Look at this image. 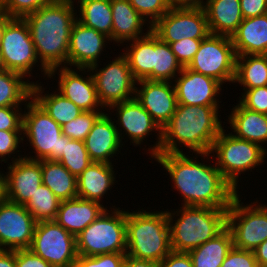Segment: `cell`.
Returning <instances> with one entry per match:
<instances>
[{
	"label": "cell",
	"mask_w": 267,
	"mask_h": 267,
	"mask_svg": "<svg viewBox=\"0 0 267 267\" xmlns=\"http://www.w3.org/2000/svg\"><path fill=\"white\" fill-rule=\"evenodd\" d=\"M186 154L160 153L153 158L170 175L173 189L183 199L181 205L229 208L232 199L240 191L234 189L215 164L197 160L201 156L208 161L212 158L210 153H195L193 157Z\"/></svg>",
	"instance_id": "cell-1"
},
{
	"label": "cell",
	"mask_w": 267,
	"mask_h": 267,
	"mask_svg": "<svg viewBox=\"0 0 267 267\" xmlns=\"http://www.w3.org/2000/svg\"><path fill=\"white\" fill-rule=\"evenodd\" d=\"M75 4L67 0H52L36 12L24 17L36 56L48 71L68 67L71 30L77 20Z\"/></svg>",
	"instance_id": "cell-2"
},
{
	"label": "cell",
	"mask_w": 267,
	"mask_h": 267,
	"mask_svg": "<svg viewBox=\"0 0 267 267\" xmlns=\"http://www.w3.org/2000/svg\"><path fill=\"white\" fill-rule=\"evenodd\" d=\"M220 106L177 104L170 121L162 129L160 153H209L222 126ZM220 118V119H219Z\"/></svg>",
	"instance_id": "cell-3"
},
{
	"label": "cell",
	"mask_w": 267,
	"mask_h": 267,
	"mask_svg": "<svg viewBox=\"0 0 267 267\" xmlns=\"http://www.w3.org/2000/svg\"><path fill=\"white\" fill-rule=\"evenodd\" d=\"M227 209L183 205L177 211L167 209L172 251L188 253L214 238L227 226Z\"/></svg>",
	"instance_id": "cell-4"
},
{
	"label": "cell",
	"mask_w": 267,
	"mask_h": 267,
	"mask_svg": "<svg viewBox=\"0 0 267 267\" xmlns=\"http://www.w3.org/2000/svg\"><path fill=\"white\" fill-rule=\"evenodd\" d=\"M126 211V255L161 262L171 251L166 211Z\"/></svg>",
	"instance_id": "cell-5"
},
{
	"label": "cell",
	"mask_w": 267,
	"mask_h": 267,
	"mask_svg": "<svg viewBox=\"0 0 267 267\" xmlns=\"http://www.w3.org/2000/svg\"><path fill=\"white\" fill-rule=\"evenodd\" d=\"M209 153L214 157L209 162L217 160L214 162L216 167L236 191L239 188V176L246 171L253 172L252 169L263 165L267 158V151L260 145L236 138L230 131L227 134L224 128L214 140Z\"/></svg>",
	"instance_id": "cell-6"
},
{
	"label": "cell",
	"mask_w": 267,
	"mask_h": 267,
	"mask_svg": "<svg viewBox=\"0 0 267 267\" xmlns=\"http://www.w3.org/2000/svg\"><path fill=\"white\" fill-rule=\"evenodd\" d=\"M109 208L76 236L78 255L126 253V211L115 205Z\"/></svg>",
	"instance_id": "cell-7"
},
{
	"label": "cell",
	"mask_w": 267,
	"mask_h": 267,
	"mask_svg": "<svg viewBox=\"0 0 267 267\" xmlns=\"http://www.w3.org/2000/svg\"><path fill=\"white\" fill-rule=\"evenodd\" d=\"M23 138H27L34 156L24 155L31 160L58 161L64 151V135L61 126L31 98L23 104ZM27 111V112H26ZM26 136V137H25Z\"/></svg>",
	"instance_id": "cell-8"
},
{
	"label": "cell",
	"mask_w": 267,
	"mask_h": 267,
	"mask_svg": "<svg viewBox=\"0 0 267 267\" xmlns=\"http://www.w3.org/2000/svg\"><path fill=\"white\" fill-rule=\"evenodd\" d=\"M240 199L237 193L227 209V227L235 248L254 251L267 240V205L257 200L245 205Z\"/></svg>",
	"instance_id": "cell-9"
},
{
	"label": "cell",
	"mask_w": 267,
	"mask_h": 267,
	"mask_svg": "<svg viewBox=\"0 0 267 267\" xmlns=\"http://www.w3.org/2000/svg\"><path fill=\"white\" fill-rule=\"evenodd\" d=\"M0 51L6 70L19 73L31 80L32 71L38 64L36 66L41 67V74L43 72L44 78H48L49 71L38 62L30 30L24 18H12L7 23L0 42Z\"/></svg>",
	"instance_id": "cell-10"
},
{
	"label": "cell",
	"mask_w": 267,
	"mask_h": 267,
	"mask_svg": "<svg viewBox=\"0 0 267 267\" xmlns=\"http://www.w3.org/2000/svg\"><path fill=\"white\" fill-rule=\"evenodd\" d=\"M236 53L229 36L209 34L202 40L188 69L212 77L222 85L233 83Z\"/></svg>",
	"instance_id": "cell-11"
},
{
	"label": "cell",
	"mask_w": 267,
	"mask_h": 267,
	"mask_svg": "<svg viewBox=\"0 0 267 267\" xmlns=\"http://www.w3.org/2000/svg\"><path fill=\"white\" fill-rule=\"evenodd\" d=\"M151 31L168 44L186 38L203 40L210 34L207 17L201 5L172 6L151 26Z\"/></svg>",
	"instance_id": "cell-12"
},
{
	"label": "cell",
	"mask_w": 267,
	"mask_h": 267,
	"mask_svg": "<svg viewBox=\"0 0 267 267\" xmlns=\"http://www.w3.org/2000/svg\"><path fill=\"white\" fill-rule=\"evenodd\" d=\"M95 64L89 68L93 73L97 96L102 106H109L135 98L137 80L133 77L126 56L120 53L104 67Z\"/></svg>",
	"instance_id": "cell-13"
},
{
	"label": "cell",
	"mask_w": 267,
	"mask_h": 267,
	"mask_svg": "<svg viewBox=\"0 0 267 267\" xmlns=\"http://www.w3.org/2000/svg\"><path fill=\"white\" fill-rule=\"evenodd\" d=\"M53 267H66L76 263V237L55 220L37 222L29 248Z\"/></svg>",
	"instance_id": "cell-14"
},
{
	"label": "cell",
	"mask_w": 267,
	"mask_h": 267,
	"mask_svg": "<svg viewBox=\"0 0 267 267\" xmlns=\"http://www.w3.org/2000/svg\"><path fill=\"white\" fill-rule=\"evenodd\" d=\"M113 110L116 111L113 116L116 115L118 120L115 118L113 120L114 123H116L115 126L118 130L121 142L125 135H127L128 139L131 140L130 144L133 143V145L137 147L144 143L145 139L150 136L152 132H158L156 135V143L151 145L153 147L149 146L150 148L147 150L149 152H146V154L149 153L152 159L160 154L162 129L135 98L115 103L106 109L108 112H113Z\"/></svg>",
	"instance_id": "cell-15"
},
{
	"label": "cell",
	"mask_w": 267,
	"mask_h": 267,
	"mask_svg": "<svg viewBox=\"0 0 267 267\" xmlns=\"http://www.w3.org/2000/svg\"><path fill=\"white\" fill-rule=\"evenodd\" d=\"M36 223L24 205L6 199L0 204V250L29 249Z\"/></svg>",
	"instance_id": "cell-16"
},
{
	"label": "cell",
	"mask_w": 267,
	"mask_h": 267,
	"mask_svg": "<svg viewBox=\"0 0 267 267\" xmlns=\"http://www.w3.org/2000/svg\"><path fill=\"white\" fill-rule=\"evenodd\" d=\"M76 69L75 67L72 69L67 66L53 68L49 71L48 80L52 77L54 79L55 75L58 74L59 80L57 81L58 87L56 90L82 111H105V108L99 102L95 83L89 68Z\"/></svg>",
	"instance_id": "cell-17"
},
{
	"label": "cell",
	"mask_w": 267,
	"mask_h": 267,
	"mask_svg": "<svg viewBox=\"0 0 267 267\" xmlns=\"http://www.w3.org/2000/svg\"><path fill=\"white\" fill-rule=\"evenodd\" d=\"M136 86L135 99L163 129L175 113L178 104L173 82L142 79L137 81Z\"/></svg>",
	"instance_id": "cell-18"
},
{
	"label": "cell",
	"mask_w": 267,
	"mask_h": 267,
	"mask_svg": "<svg viewBox=\"0 0 267 267\" xmlns=\"http://www.w3.org/2000/svg\"><path fill=\"white\" fill-rule=\"evenodd\" d=\"M179 76V77H178ZM174 80L177 102L192 106H219L220 91L224 87L212 77L194 72L183 67Z\"/></svg>",
	"instance_id": "cell-19"
},
{
	"label": "cell",
	"mask_w": 267,
	"mask_h": 267,
	"mask_svg": "<svg viewBox=\"0 0 267 267\" xmlns=\"http://www.w3.org/2000/svg\"><path fill=\"white\" fill-rule=\"evenodd\" d=\"M111 42L105 34L74 22L68 49V66L90 68L100 63L99 59L107 43Z\"/></svg>",
	"instance_id": "cell-20"
},
{
	"label": "cell",
	"mask_w": 267,
	"mask_h": 267,
	"mask_svg": "<svg viewBox=\"0 0 267 267\" xmlns=\"http://www.w3.org/2000/svg\"><path fill=\"white\" fill-rule=\"evenodd\" d=\"M6 177L7 200L25 205L42 184L41 160L26 157L9 162Z\"/></svg>",
	"instance_id": "cell-21"
},
{
	"label": "cell",
	"mask_w": 267,
	"mask_h": 267,
	"mask_svg": "<svg viewBox=\"0 0 267 267\" xmlns=\"http://www.w3.org/2000/svg\"><path fill=\"white\" fill-rule=\"evenodd\" d=\"M84 144L92 162L107 164H112V157L121 153L119 150L125 145L120 140L112 115L105 112L93 124Z\"/></svg>",
	"instance_id": "cell-22"
},
{
	"label": "cell",
	"mask_w": 267,
	"mask_h": 267,
	"mask_svg": "<svg viewBox=\"0 0 267 267\" xmlns=\"http://www.w3.org/2000/svg\"><path fill=\"white\" fill-rule=\"evenodd\" d=\"M108 207L96 201L74 198L60 202L55 221L75 237Z\"/></svg>",
	"instance_id": "cell-23"
},
{
	"label": "cell",
	"mask_w": 267,
	"mask_h": 267,
	"mask_svg": "<svg viewBox=\"0 0 267 267\" xmlns=\"http://www.w3.org/2000/svg\"><path fill=\"white\" fill-rule=\"evenodd\" d=\"M112 9V42L115 44L126 43L147 35L151 25L130 4L128 0H111ZM147 24V25H146ZM147 26L144 33L143 26ZM149 28V29H148ZM120 43V44H119Z\"/></svg>",
	"instance_id": "cell-24"
},
{
	"label": "cell",
	"mask_w": 267,
	"mask_h": 267,
	"mask_svg": "<svg viewBox=\"0 0 267 267\" xmlns=\"http://www.w3.org/2000/svg\"><path fill=\"white\" fill-rule=\"evenodd\" d=\"M113 169V164L91 162L77 177V197L103 204L104 196L117 183Z\"/></svg>",
	"instance_id": "cell-25"
},
{
	"label": "cell",
	"mask_w": 267,
	"mask_h": 267,
	"mask_svg": "<svg viewBox=\"0 0 267 267\" xmlns=\"http://www.w3.org/2000/svg\"><path fill=\"white\" fill-rule=\"evenodd\" d=\"M231 109L227 122L236 138L247 140L263 146L267 143V114L245 108L239 101Z\"/></svg>",
	"instance_id": "cell-26"
},
{
	"label": "cell",
	"mask_w": 267,
	"mask_h": 267,
	"mask_svg": "<svg viewBox=\"0 0 267 267\" xmlns=\"http://www.w3.org/2000/svg\"><path fill=\"white\" fill-rule=\"evenodd\" d=\"M210 34L232 37L243 21L240 0L202 1Z\"/></svg>",
	"instance_id": "cell-27"
},
{
	"label": "cell",
	"mask_w": 267,
	"mask_h": 267,
	"mask_svg": "<svg viewBox=\"0 0 267 267\" xmlns=\"http://www.w3.org/2000/svg\"><path fill=\"white\" fill-rule=\"evenodd\" d=\"M231 39L236 56L267 55V14L243 19Z\"/></svg>",
	"instance_id": "cell-28"
},
{
	"label": "cell",
	"mask_w": 267,
	"mask_h": 267,
	"mask_svg": "<svg viewBox=\"0 0 267 267\" xmlns=\"http://www.w3.org/2000/svg\"><path fill=\"white\" fill-rule=\"evenodd\" d=\"M38 81L32 84V98L42 109L60 126L71 122L83 111L72 101L65 98L58 91L54 93L44 92V85ZM57 92V93H56Z\"/></svg>",
	"instance_id": "cell-29"
},
{
	"label": "cell",
	"mask_w": 267,
	"mask_h": 267,
	"mask_svg": "<svg viewBox=\"0 0 267 267\" xmlns=\"http://www.w3.org/2000/svg\"><path fill=\"white\" fill-rule=\"evenodd\" d=\"M231 230L226 226L214 238L188 252L193 267H221L233 247Z\"/></svg>",
	"instance_id": "cell-30"
},
{
	"label": "cell",
	"mask_w": 267,
	"mask_h": 267,
	"mask_svg": "<svg viewBox=\"0 0 267 267\" xmlns=\"http://www.w3.org/2000/svg\"><path fill=\"white\" fill-rule=\"evenodd\" d=\"M42 183L61 201L77 198V177L59 161L41 160Z\"/></svg>",
	"instance_id": "cell-31"
},
{
	"label": "cell",
	"mask_w": 267,
	"mask_h": 267,
	"mask_svg": "<svg viewBox=\"0 0 267 267\" xmlns=\"http://www.w3.org/2000/svg\"><path fill=\"white\" fill-rule=\"evenodd\" d=\"M130 42V43H129ZM123 54L126 56L133 77L138 81L145 79L153 71L154 33L128 41Z\"/></svg>",
	"instance_id": "cell-32"
},
{
	"label": "cell",
	"mask_w": 267,
	"mask_h": 267,
	"mask_svg": "<svg viewBox=\"0 0 267 267\" xmlns=\"http://www.w3.org/2000/svg\"><path fill=\"white\" fill-rule=\"evenodd\" d=\"M78 22L93 28L110 38L112 43V9L111 0H81L77 2Z\"/></svg>",
	"instance_id": "cell-33"
},
{
	"label": "cell",
	"mask_w": 267,
	"mask_h": 267,
	"mask_svg": "<svg viewBox=\"0 0 267 267\" xmlns=\"http://www.w3.org/2000/svg\"><path fill=\"white\" fill-rule=\"evenodd\" d=\"M233 83L243 89L267 86V55L237 56Z\"/></svg>",
	"instance_id": "cell-34"
},
{
	"label": "cell",
	"mask_w": 267,
	"mask_h": 267,
	"mask_svg": "<svg viewBox=\"0 0 267 267\" xmlns=\"http://www.w3.org/2000/svg\"><path fill=\"white\" fill-rule=\"evenodd\" d=\"M24 79L23 75L16 72H0V107H20L32 98L34 82Z\"/></svg>",
	"instance_id": "cell-35"
},
{
	"label": "cell",
	"mask_w": 267,
	"mask_h": 267,
	"mask_svg": "<svg viewBox=\"0 0 267 267\" xmlns=\"http://www.w3.org/2000/svg\"><path fill=\"white\" fill-rule=\"evenodd\" d=\"M182 69L170 45L154 34L153 71L145 79L173 82Z\"/></svg>",
	"instance_id": "cell-36"
},
{
	"label": "cell",
	"mask_w": 267,
	"mask_h": 267,
	"mask_svg": "<svg viewBox=\"0 0 267 267\" xmlns=\"http://www.w3.org/2000/svg\"><path fill=\"white\" fill-rule=\"evenodd\" d=\"M61 200L43 183L24 205L36 222L55 220Z\"/></svg>",
	"instance_id": "cell-37"
},
{
	"label": "cell",
	"mask_w": 267,
	"mask_h": 267,
	"mask_svg": "<svg viewBox=\"0 0 267 267\" xmlns=\"http://www.w3.org/2000/svg\"><path fill=\"white\" fill-rule=\"evenodd\" d=\"M71 174L78 177L92 162L84 141L70 139L64 135V151L58 160Z\"/></svg>",
	"instance_id": "cell-38"
},
{
	"label": "cell",
	"mask_w": 267,
	"mask_h": 267,
	"mask_svg": "<svg viewBox=\"0 0 267 267\" xmlns=\"http://www.w3.org/2000/svg\"><path fill=\"white\" fill-rule=\"evenodd\" d=\"M104 111H83L77 118L61 126L63 135L84 141L97 118Z\"/></svg>",
	"instance_id": "cell-39"
},
{
	"label": "cell",
	"mask_w": 267,
	"mask_h": 267,
	"mask_svg": "<svg viewBox=\"0 0 267 267\" xmlns=\"http://www.w3.org/2000/svg\"><path fill=\"white\" fill-rule=\"evenodd\" d=\"M135 10L152 26L172 7L168 0H128Z\"/></svg>",
	"instance_id": "cell-40"
},
{
	"label": "cell",
	"mask_w": 267,
	"mask_h": 267,
	"mask_svg": "<svg viewBox=\"0 0 267 267\" xmlns=\"http://www.w3.org/2000/svg\"><path fill=\"white\" fill-rule=\"evenodd\" d=\"M25 141L23 138V131H6L0 130V161L4 163H9L11 158L12 162L17 161L20 158H23L24 155H20L18 148H21L19 145L23 144ZM19 154L15 158V154ZM13 159V160H12Z\"/></svg>",
	"instance_id": "cell-41"
},
{
	"label": "cell",
	"mask_w": 267,
	"mask_h": 267,
	"mask_svg": "<svg viewBox=\"0 0 267 267\" xmlns=\"http://www.w3.org/2000/svg\"><path fill=\"white\" fill-rule=\"evenodd\" d=\"M52 0H3L1 10L11 18H24Z\"/></svg>",
	"instance_id": "cell-42"
},
{
	"label": "cell",
	"mask_w": 267,
	"mask_h": 267,
	"mask_svg": "<svg viewBox=\"0 0 267 267\" xmlns=\"http://www.w3.org/2000/svg\"><path fill=\"white\" fill-rule=\"evenodd\" d=\"M126 253H108L96 256L78 255L79 267H123Z\"/></svg>",
	"instance_id": "cell-43"
},
{
	"label": "cell",
	"mask_w": 267,
	"mask_h": 267,
	"mask_svg": "<svg viewBox=\"0 0 267 267\" xmlns=\"http://www.w3.org/2000/svg\"><path fill=\"white\" fill-rule=\"evenodd\" d=\"M242 90L239 102L245 108L267 114V86Z\"/></svg>",
	"instance_id": "cell-44"
},
{
	"label": "cell",
	"mask_w": 267,
	"mask_h": 267,
	"mask_svg": "<svg viewBox=\"0 0 267 267\" xmlns=\"http://www.w3.org/2000/svg\"><path fill=\"white\" fill-rule=\"evenodd\" d=\"M201 42L202 40L186 38L169 45L181 66L187 67L197 53Z\"/></svg>",
	"instance_id": "cell-45"
},
{
	"label": "cell",
	"mask_w": 267,
	"mask_h": 267,
	"mask_svg": "<svg viewBox=\"0 0 267 267\" xmlns=\"http://www.w3.org/2000/svg\"><path fill=\"white\" fill-rule=\"evenodd\" d=\"M23 112L21 107H0V130L23 131Z\"/></svg>",
	"instance_id": "cell-46"
},
{
	"label": "cell",
	"mask_w": 267,
	"mask_h": 267,
	"mask_svg": "<svg viewBox=\"0 0 267 267\" xmlns=\"http://www.w3.org/2000/svg\"><path fill=\"white\" fill-rule=\"evenodd\" d=\"M221 267H258L253 251L235 248L225 257Z\"/></svg>",
	"instance_id": "cell-47"
},
{
	"label": "cell",
	"mask_w": 267,
	"mask_h": 267,
	"mask_svg": "<svg viewBox=\"0 0 267 267\" xmlns=\"http://www.w3.org/2000/svg\"><path fill=\"white\" fill-rule=\"evenodd\" d=\"M15 263L17 267H53L30 249L15 250Z\"/></svg>",
	"instance_id": "cell-48"
},
{
	"label": "cell",
	"mask_w": 267,
	"mask_h": 267,
	"mask_svg": "<svg viewBox=\"0 0 267 267\" xmlns=\"http://www.w3.org/2000/svg\"><path fill=\"white\" fill-rule=\"evenodd\" d=\"M243 18L267 14V0H240Z\"/></svg>",
	"instance_id": "cell-49"
},
{
	"label": "cell",
	"mask_w": 267,
	"mask_h": 267,
	"mask_svg": "<svg viewBox=\"0 0 267 267\" xmlns=\"http://www.w3.org/2000/svg\"><path fill=\"white\" fill-rule=\"evenodd\" d=\"M160 267H193V263L188 253L171 251L160 262Z\"/></svg>",
	"instance_id": "cell-50"
},
{
	"label": "cell",
	"mask_w": 267,
	"mask_h": 267,
	"mask_svg": "<svg viewBox=\"0 0 267 267\" xmlns=\"http://www.w3.org/2000/svg\"><path fill=\"white\" fill-rule=\"evenodd\" d=\"M124 267H160V262L137 259L126 255L124 260Z\"/></svg>",
	"instance_id": "cell-51"
},
{
	"label": "cell",
	"mask_w": 267,
	"mask_h": 267,
	"mask_svg": "<svg viewBox=\"0 0 267 267\" xmlns=\"http://www.w3.org/2000/svg\"><path fill=\"white\" fill-rule=\"evenodd\" d=\"M258 267H267V240L262 242L254 251Z\"/></svg>",
	"instance_id": "cell-52"
},
{
	"label": "cell",
	"mask_w": 267,
	"mask_h": 267,
	"mask_svg": "<svg viewBox=\"0 0 267 267\" xmlns=\"http://www.w3.org/2000/svg\"><path fill=\"white\" fill-rule=\"evenodd\" d=\"M0 267H17L15 250H0Z\"/></svg>",
	"instance_id": "cell-53"
},
{
	"label": "cell",
	"mask_w": 267,
	"mask_h": 267,
	"mask_svg": "<svg viewBox=\"0 0 267 267\" xmlns=\"http://www.w3.org/2000/svg\"><path fill=\"white\" fill-rule=\"evenodd\" d=\"M11 19L12 18L7 13H4L2 10L0 11V42L2 40L5 27Z\"/></svg>",
	"instance_id": "cell-54"
},
{
	"label": "cell",
	"mask_w": 267,
	"mask_h": 267,
	"mask_svg": "<svg viewBox=\"0 0 267 267\" xmlns=\"http://www.w3.org/2000/svg\"><path fill=\"white\" fill-rule=\"evenodd\" d=\"M6 199V177L5 174L0 170V204Z\"/></svg>",
	"instance_id": "cell-55"
},
{
	"label": "cell",
	"mask_w": 267,
	"mask_h": 267,
	"mask_svg": "<svg viewBox=\"0 0 267 267\" xmlns=\"http://www.w3.org/2000/svg\"><path fill=\"white\" fill-rule=\"evenodd\" d=\"M172 6L201 5L203 0H168Z\"/></svg>",
	"instance_id": "cell-56"
},
{
	"label": "cell",
	"mask_w": 267,
	"mask_h": 267,
	"mask_svg": "<svg viewBox=\"0 0 267 267\" xmlns=\"http://www.w3.org/2000/svg\"><path fill=\"white\" fill-rule=\"evenodd\" d=\"M3 71H6V67L4 65L3 58L1 55V51H0V72H3Z\"/></svg>",
	"instance_id": "cell-57"
},
{
	"label": "cell",
	"mask_w": 267,
	"mask_h": 267,
	"mask_svg": "<svg viewBox=\"0 0 267 267\" xmlns=\"http://www.w3.org/2000/svg\"><path fill=\"white\" fill-rule=\"evenodd\" d=\"M66 267H79V265L77 263H75V264H72V265L66 266Z\"/></svg>",
	"instance_id": "cell-58"
},
{
	"label": "cell",
	"mask_w": 267,
	"mask_h": 267,
	"mask_svg": "<svg viewBox=\"0 0 267 267\" xmlns=\"http://www.w3.org/2000/svg\"><path fill=\"white\" fill-rule=\"evenodd\" d=\"M67 1H69V2H71V3H73L74 4V2H75V0H67ZM79 2V1H81V0H76V2Z\"/></svg>",
	"instance_id": "cell-59"
}]
</instances>
